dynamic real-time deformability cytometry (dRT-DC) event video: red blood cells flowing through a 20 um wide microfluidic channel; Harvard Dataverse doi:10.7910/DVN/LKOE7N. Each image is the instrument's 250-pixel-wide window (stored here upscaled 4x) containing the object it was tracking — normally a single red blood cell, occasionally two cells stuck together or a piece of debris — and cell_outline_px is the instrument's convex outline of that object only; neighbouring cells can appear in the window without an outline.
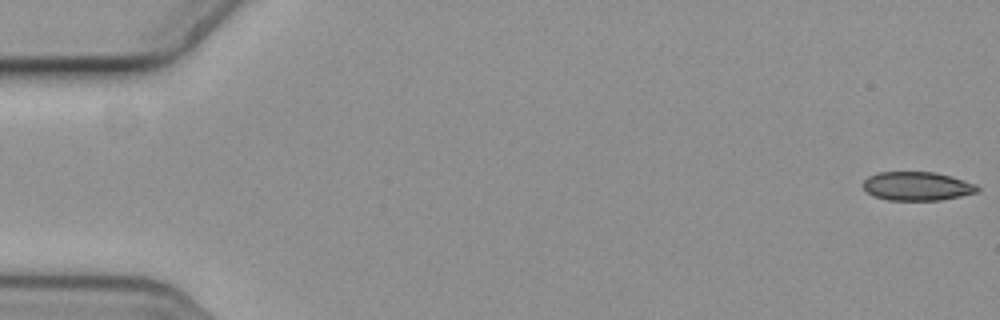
{"species": "common noctule bat (a hibernating species)", "species_latin": "Nyctalus noctula", "temperature_condition": "cold", "stored_images_in_passage": 58, "camera_frame_rate_fps": 3000, "um_per_image_px": 0.085, "animal": {"sex": "female", "body_mass_g": 19.3, "forearm_length_mm": 54.1}, "frame": {"image": 1, "passage_image": 1, "time_ms": 0.0, "image_size_px": [1000, 320], "cell_outline_px": [[980, 192], [940, 200], [888, 200], [872, 196], [864, 188], [864, 180], [868, 176], [880, 172], [936, 172], [964, 180], [976, 184], [980, 188]], "centroid_in_image_um": [77.98, 15.82], "position_along_channel_um": 7.0, "area_um2": 19.19}}
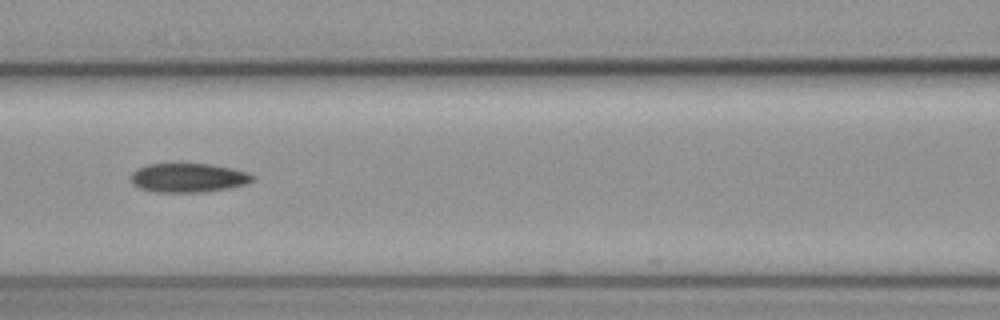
{"frame": {"image": 2, "passage_image": 26, "time_ms": 8.333, "image_size_px": [1000, 320], "cell_outline_px": [[256, 176], [248, 184], [208, 192], [152, 192], [140, 188], [132, 184], [132, 172], [148, 164], [212, 164], [248, 172]], "centroid_in_image_um": [16.04, 15.12], "position_along_channel_um": 150.6, "area_um2": 20.63}}
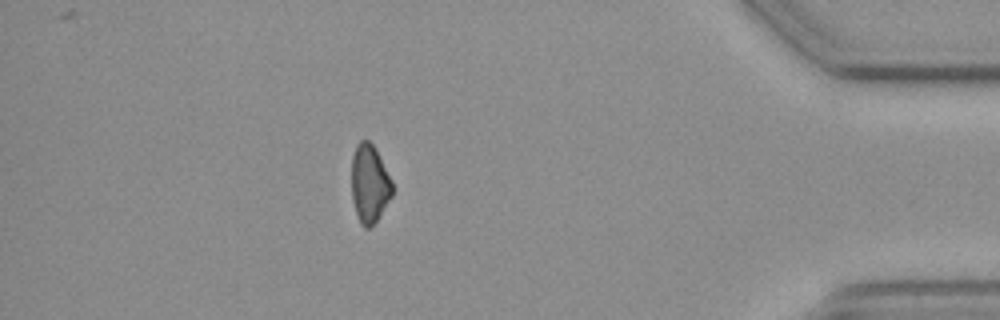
{"frame": {"image": 3, "passage_image": 51, "time_ms": 16.667, "image_size_px": [1000, 320], "cell_outline_px": [[392, 196], [376, 220], [368, 228], [364, 228], [360, 224], [352, 200], [352, 156], [356, 144], [360, 140], [368, 140], [372, 144], [392, 184]], "centroid_in_image_um": [31.37, 15.63], "position_along_channel_um": 403.8, "area_um2": 18.03}}